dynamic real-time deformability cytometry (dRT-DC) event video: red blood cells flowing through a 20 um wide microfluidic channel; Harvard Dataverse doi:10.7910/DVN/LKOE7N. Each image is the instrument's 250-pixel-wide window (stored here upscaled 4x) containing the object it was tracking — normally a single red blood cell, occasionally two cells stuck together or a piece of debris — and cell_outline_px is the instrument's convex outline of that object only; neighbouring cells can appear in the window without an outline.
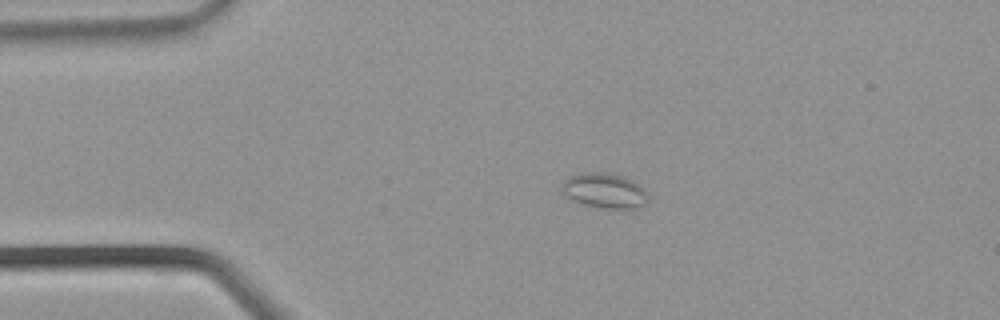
{"species": "common noctule bat (a hibernating species)", "species_latin": "Nyctalus noctula", "temperature_condition": "warm", "stored_images_in_passage": 31, "camera_frame_rate_fps": 3000, "um_per_image_px": 0.085, "animal": {"sex": "male", "body_mass_g": 21.5, "forearm_length_mm": 52.0}, "frame": {"image": 1, "passage_image": 2, "time_ms": 0.333, "image_size_px": [1000, 320], "cell_outline_px": [[644, 200], [636, 208], [596, 208], [572, 200], [564, 196], [560, 188], [560, 184], [572, 176], [584, 172], [596, 172], [620, 176], [632, 180], [640, 184], [644, 188]], "centroid_in_image_um": [51.28, 16.21], "position_along_channel_um": 33.7, "area_um2": 17.17}}
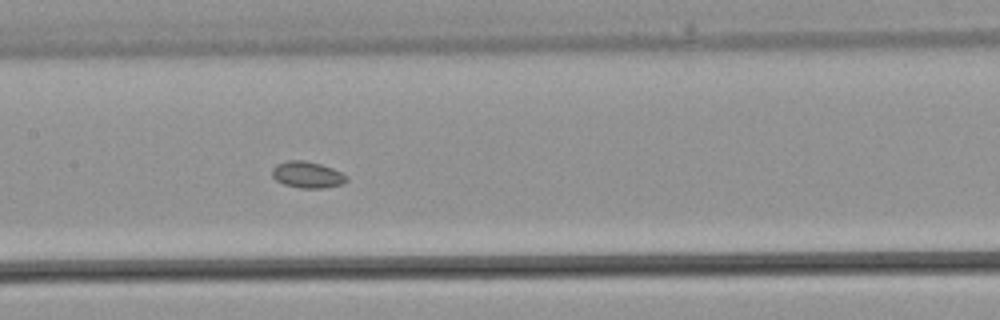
{"frame": {"image": 2, "passage_image": 12, "time_ms": 3.667, "image_size_px": [1000, 320], "cell_outline_px": [[348, 180], [344, 184], [324, 188], [300, 188], [284, 184], [276, 180], [272, 176], [272, 168], [276, 164], [288, 160], [304, 160], [320, 164], [332, 168], [348, 176]], "centroid_in_image_um": [26.13, 14.85], "position_along_channel_um": 181.3, "area_um2": 11.56}}
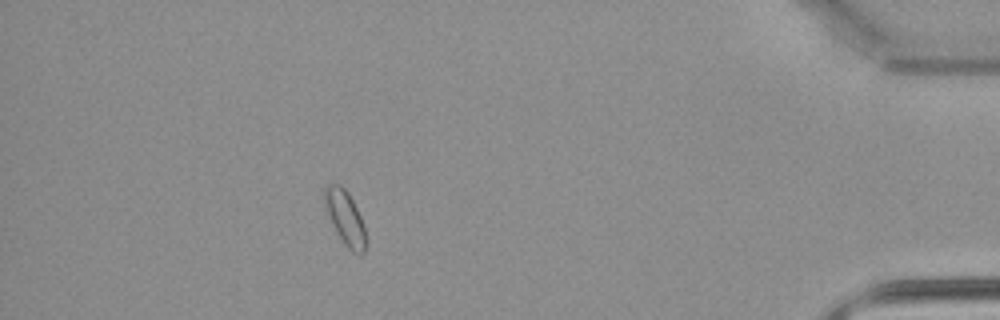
{"frame": {"image": 3, "passage_image": 27, "time_ms": 8.667, "image_size_px": [1000, 320], "cell_outline_px": [[364, 252], [360, 256], [352, 252], [344, 244], [324, 212], [324, 188], [328, 184], [340, 184], [348, 192], [364, 224]], "centroid_in_image_um": [29.28, 18.49], "position_along_channel_um": 405.9, "area_um2": 13.06}}